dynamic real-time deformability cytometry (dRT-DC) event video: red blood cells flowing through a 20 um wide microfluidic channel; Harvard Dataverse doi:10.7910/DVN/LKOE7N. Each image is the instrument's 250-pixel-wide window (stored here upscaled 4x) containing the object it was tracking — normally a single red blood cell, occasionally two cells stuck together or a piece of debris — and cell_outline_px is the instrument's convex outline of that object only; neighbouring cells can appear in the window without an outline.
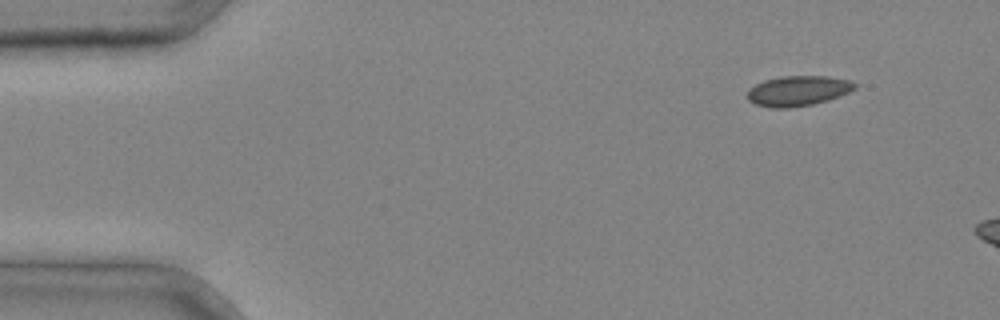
{"species": "common noctule bat (a hibernating species)", "species_latin": "Nyctalus noctula", "temperature_condition": "cold", "stored_images_in_passage": 3, "camera_frame_rate_fps": 3000, "um_per_image_px": 0.085, "animal": {"sex": "male", "body_mass_g": 20.4}, "frame": {"image": 1, "passage_image": 1, "time_ms": 0.0, "image_size_px": [1000, 320], "cell_outline_px": [[856, 88], [848, 92], [828, 100], [812, 104], [788, 108], [772, 108], [756, 104], [748, 100], [748, 88], [764, 80], [780, 76], [828, 76], [848, 80], [856, 84]], "centroid_in_image_um": [67.8, 7.72], "position_along_channel_um": 17.2, "area_um2": 18.79}}